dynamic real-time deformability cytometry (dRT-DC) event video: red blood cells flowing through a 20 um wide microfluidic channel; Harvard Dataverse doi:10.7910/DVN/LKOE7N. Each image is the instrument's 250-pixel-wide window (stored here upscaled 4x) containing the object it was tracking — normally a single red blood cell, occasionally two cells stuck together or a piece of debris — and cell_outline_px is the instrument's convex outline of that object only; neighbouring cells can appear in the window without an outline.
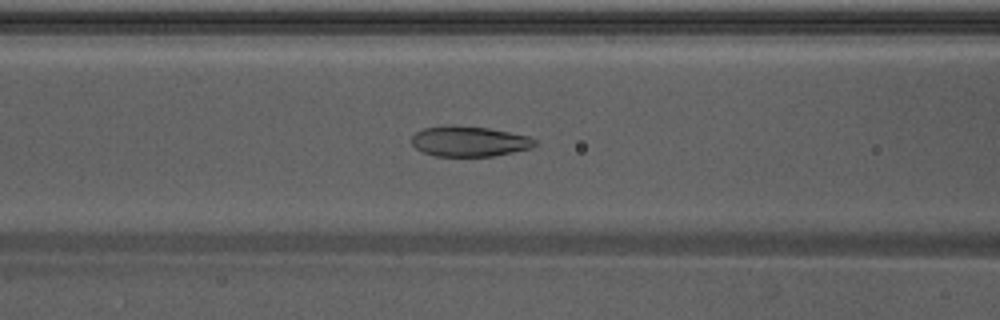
{"species": "Egyptian fruit bat (a non-hibernating species)", "species_latin": "Rousettus aegyptiacus", "temperature_condition": "warm", "stored_images_in_passage": 52, "camera_frame_rate_fps": 3000, "um_per_image_px": 0.085, "animal": {"sex": "male"}, "frame": {"image": 1, "passage_image": 20, "time_ms": 6.333, "image_size_px": [1000, 320], "cell_outline_px": [[536, 144], [532, 148], [492, 156], [436, 156], [424, 152], [416, 148], [412, 144], [412, 136], [416, 132], [424, 128], [488, 128], [528, 136], [536, 140]], "centroid_in_image_um": [39.93, 12.06], "position_along_channel_um": 126.7, "area_um2": 20.81}}
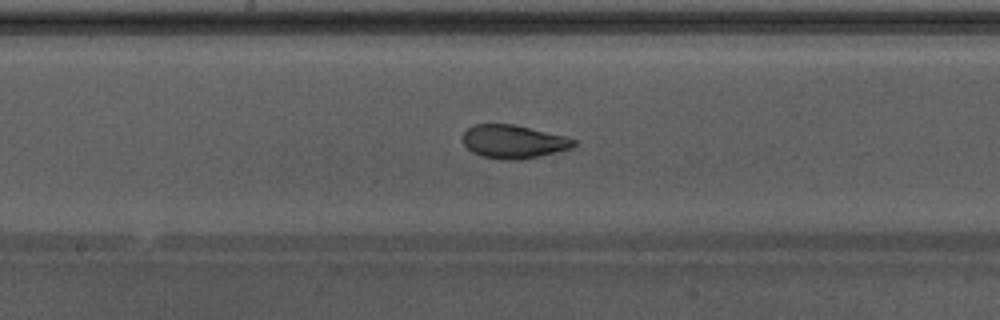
{"frame": {"image": 2, "passage_image": 26, "time_ms": 8.333, "image_size_px": [1000, 320], "cell_outline_px": [[576, 144], [572, 148], [540, 156], [516, 160], [512, 160], [480, 156], [472, 152], [464, 144], [464, 132], [468, 128], [476, 124], [516, 124], [564, 136], [576, 140]], "centroid_in_image_um": [43.66, 12.03], "position_along_channel_um": 204.5, "area_um2": 21.44}}
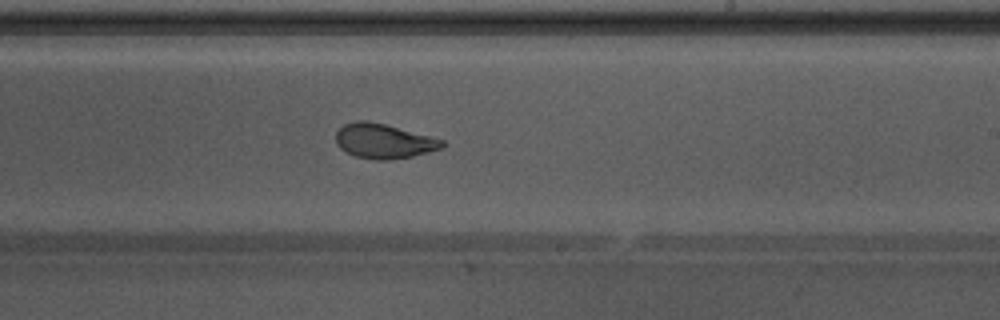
{"frame": {"image": 3, "passage_image": 30, "time_ms": 9.667, "image_size_px": [1000, 320], "cell_outline_px": [[448, 144], [440, 148], [428, 152], [412, 156], [388, 160], [376, 160], [356, 156], [340, 148], [336, 144], [336, 132], [344, 124], [356, 120], [364, 120], [384, 124], [444, 140]], "centroid_in_image_um": [32.61, 11.99], "position_along_channel_um": 256.4, "area_um2": 21.27}, "authors_computed_cell_mechanics": {"area_um2": 23.3512, "velocity_mm_per_s": 3.8953, "shape_relaxation_time_tau1_ms": 4.5691, "shape_relaxation_time_tau2_ms": 1.1187, "deformation_change_tau1": 0.1775, "deformation_change_tau2": 0.0658}}